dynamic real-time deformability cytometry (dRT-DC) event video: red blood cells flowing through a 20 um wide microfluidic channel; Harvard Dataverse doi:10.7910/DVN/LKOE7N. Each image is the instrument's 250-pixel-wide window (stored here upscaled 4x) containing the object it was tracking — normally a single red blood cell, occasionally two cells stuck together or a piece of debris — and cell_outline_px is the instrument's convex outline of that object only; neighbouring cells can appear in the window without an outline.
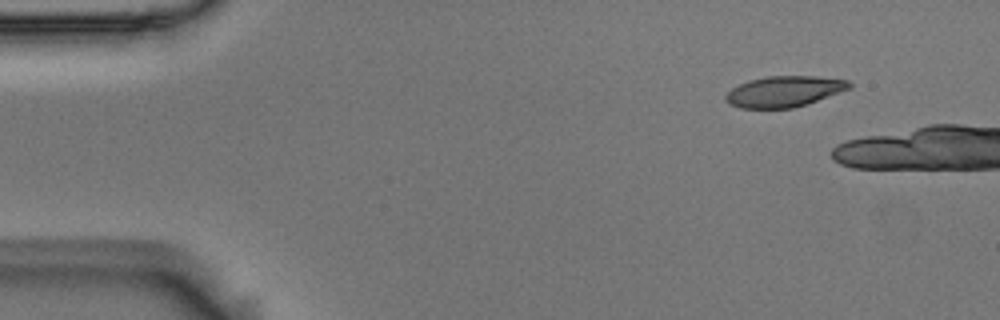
{"species": "Egyptian fruit bat (a non-hibernating species)", "species_latin": "Rousettus aegyptiacus", "temperature_condition": "room temperature", "stored_images_in_passage": 3, "camera_frame_rate_fps": 3000, "um_per_image_px": 0.085, "animal": {"sex": "male"}, "frame": {"image": 1, "passage_image": 1, "time_ms": 0.0, "image_size_px": [1000, 320], "cell_outline_px": [[852, 88], [792, 108], [740, 108], [724, 100], [724, 96], [732, 88], [748, 80], [768, 76], [816, 76], [848, 80], [852, 84]], "centroid_in_image_um": [66.65, 7.76], "position_along_channel_um": 18.4, "area_um2": 22.02}}